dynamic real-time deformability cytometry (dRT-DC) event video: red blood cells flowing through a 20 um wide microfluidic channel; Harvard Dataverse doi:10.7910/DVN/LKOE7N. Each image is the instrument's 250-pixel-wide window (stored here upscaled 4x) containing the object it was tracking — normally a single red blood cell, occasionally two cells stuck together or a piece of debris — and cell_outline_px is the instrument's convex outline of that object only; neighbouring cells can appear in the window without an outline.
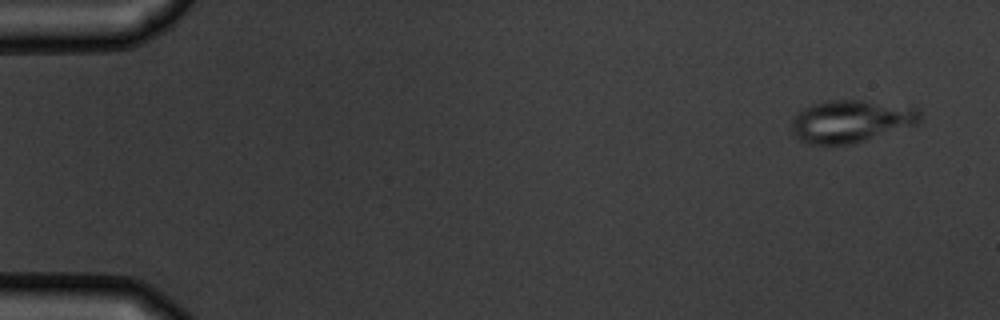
{"species": "common noctule bat (a hibernating species)", "species_latin": "Nyctalus noctula", "temperature_condition": "warm", "stored_images_in_passage": 6, "camera_frame_rate_fps": 3000, "um_per_image_px": 0.085, "animal": {"sex": "male", "body_mass_g": 19.5, "forearm_length_mm": 54.6}, "frame": {"image": 1, "passage_image": 1, "time_ms": 0.0, "image_size_px": [1000, 320], "cell_outline_px": [[924, 120], [920, 124], [864, 140], [848, 144], [808, 144], [800, 140], [792, 132], [792, 120], [804, 108], [812, 104], [824, 100], [864, 100], [916, 108], [920, 112]], "centroid_in_image_um": [72.37, 10.3], "position_along_channel_um": 12.6, "area_um2": 31.67}}